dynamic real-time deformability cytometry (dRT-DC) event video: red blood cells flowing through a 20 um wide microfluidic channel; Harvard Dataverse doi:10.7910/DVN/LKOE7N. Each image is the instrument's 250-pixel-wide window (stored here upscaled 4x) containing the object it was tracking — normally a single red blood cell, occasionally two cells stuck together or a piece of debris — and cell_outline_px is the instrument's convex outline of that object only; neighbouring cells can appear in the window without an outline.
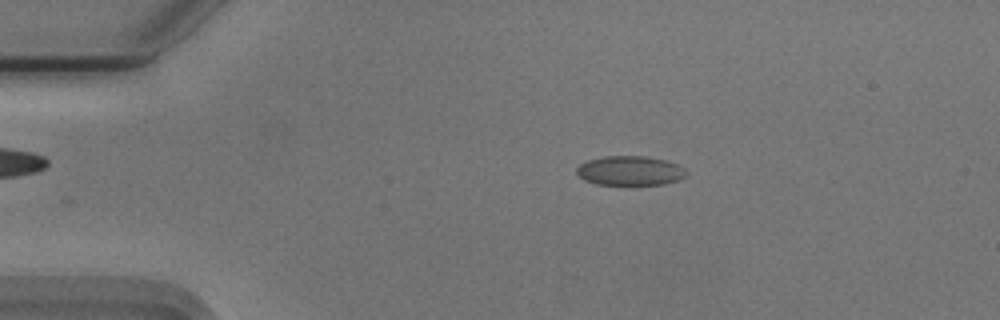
{"species": "Egyptian fruit bat (a non-hibernating species)", "species_latin": "Rousettus aegyptiacus", "temperature_condition": "cold", "stored_images_in_passage": 6, "camera_frame_rate_fps": 3000, "um_per_image_px": 0.085, "animal": {"sex": "male"}, "frame": {"image": 1, "passage_image": 1, "time_ms": 0.0, "image_size_px": [1000, 320], "cell_outline_px": [[688, 172], [684, 176], [676, 180], [664, 184], [596, 184], [584, 180], [576, 172], [576, 168], [580, 164], [588, 160], [604, 156], [644, 156], [664, 160], [676, 164], [684, 168]], "centroid_in_image_um": [53.52, 14.5], "position_along_channel_um": 31.5, "area_um2": 18.55}}